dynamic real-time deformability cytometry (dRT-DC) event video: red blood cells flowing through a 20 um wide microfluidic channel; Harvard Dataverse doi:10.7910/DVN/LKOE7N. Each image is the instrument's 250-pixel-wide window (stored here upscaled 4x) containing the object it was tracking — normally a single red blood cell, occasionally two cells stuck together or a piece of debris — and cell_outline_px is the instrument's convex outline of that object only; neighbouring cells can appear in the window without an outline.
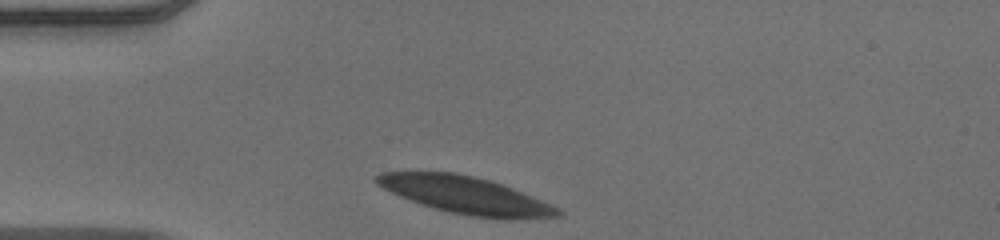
{"species": "human", "species_latin": "Homo sapiens", "temperature_condition": "warm", "stored_images_in_passage": 30, "camera_frame_rate_fps": 3000, "um_per_image_px": 0.085, "donor": {"sex": "male"}, "frame": {"image": 1, "passage_image": 1, "time_ms": 0.0, "image_size_px": [1000, 240], "cell_outline_px": [[560, 212], [556, 216], [472, 216], [452, 212], [436, 208], [400, 196], [376, 184], [376, 176], [384, 172], [452, 172], [488, 180], [500, 184], [556, 208]], "centroid_in_image_um": [39.37, 16.52], "position_along_channel_um": 45.6, "area_um2": 36.47}}
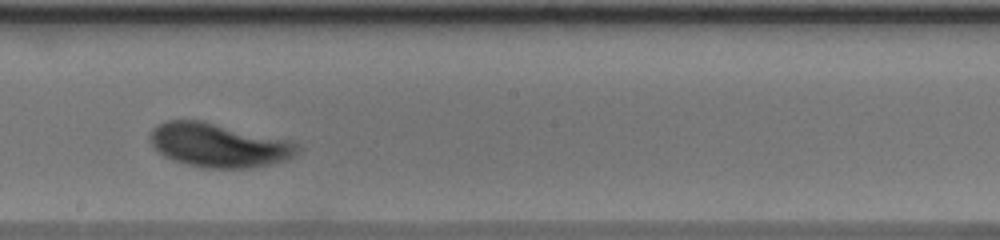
{"frame": {"image": 2, "passage_image": 17, "time_ms": 5.333, "image_size_px": [1000, 240], "cell_outline_px": [[300, 148], [292, 156], [284, 160], [272, 164], [252, 168], [204, 168], [188, 164], [164, 156], [152, 144], [148, 136], [152, 128], [168, 120], [200, 120], [284, 140], [296, 144]], "centroid_in_image_um": [18.52, 12.35], "position_along_channel_um": 229.7, "area_um2": 36.88}}
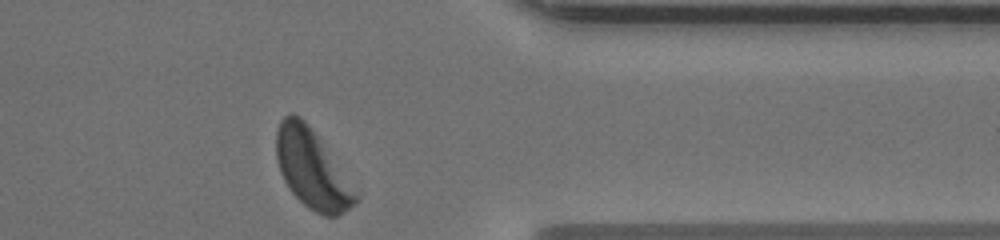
{"frame": {"image": 3, "passage_image": 30, "time_ms": 9.667, "image_size_px": [1000, 240], "cell_outline_px": [[360, 200], [356, 204], [344, 212], [336, 216], [324, 216], [316, 212], [304, 204], [292, 192], [284, 180], [276, 156], [276, 132], [280, 120], [284, 116], [292, 112], [300, 116], [304, 120], [316, 136], [360, 196]], "centroid_in_image_um": [26.51, 14.38], "position_along_channel_um": 384.9, "area_um2": 35.49}, "authors_computed_cell_mechanics": {"area_um2": 36.9053, "velocity_mm_per_s": 3.8526, "shape_relaxation_time_tau1_ms": 2.6557, "shape_relaxation_time_tau2_ms": 2.078, "deformation_change_tau1": 0.1549, "deformation_change_tau2": 0.0671}}